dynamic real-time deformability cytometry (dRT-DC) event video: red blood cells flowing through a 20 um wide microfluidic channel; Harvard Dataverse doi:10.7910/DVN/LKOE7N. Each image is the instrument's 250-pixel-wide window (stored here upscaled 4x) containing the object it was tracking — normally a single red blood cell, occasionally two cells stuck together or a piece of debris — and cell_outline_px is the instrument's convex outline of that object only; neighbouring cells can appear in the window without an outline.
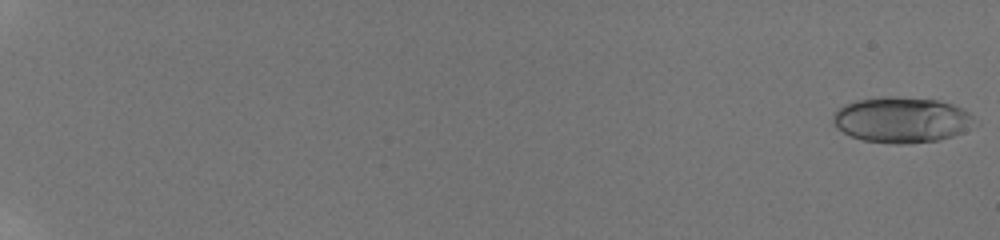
{"species": "human", "species_latin": "Homo sapiens", "temperature_condition": "room temperature", "stored_images_in_passage": 61, "camera_frame_rate_fps": 3000, "um_per_image_px": 0.085, "donor": {"sex": "male"}, "frame": {"image": 1, "passage_image": 1, "time_ms": 0.0, "image_size_px": [1000, 240], "cell_outline_px": [[972, 124], [964, 132], [940, 140], [904, 144], [896, 144], [864, 140], [852, 136], [836, 128], [832, 120], [832, 116], [836, 108], [844, 104], [856, 100], [880, 96], [892, 96], [936, 100], [952, 104], [968, 112], [972, 116]], "centroid_in_image_um": [76.58, 10.18], "position_along_channel_um": 8.4, "area_um2": 37.63}}
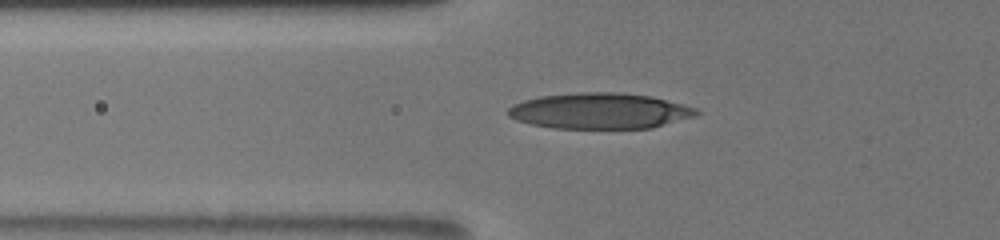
{"frame": {"image": 2, "passage_image": 42, "time_ms": 8.0, "image_size_px": [1000, 240], "cell_outline_px": [[700, 112], [696, 116], [652, 128], [552, 128], [532, 124], [516, 120], [508, 116], [504, 112], [512, 104], [524, 100], [540, 96], [580, 92], [616, 92], [652, 96], [684, 104], [696, 108]], "centroid_in_image_um": [50.97, 9.42], "position_along_channel_um": 74.8, "area_um2": 39.54}}
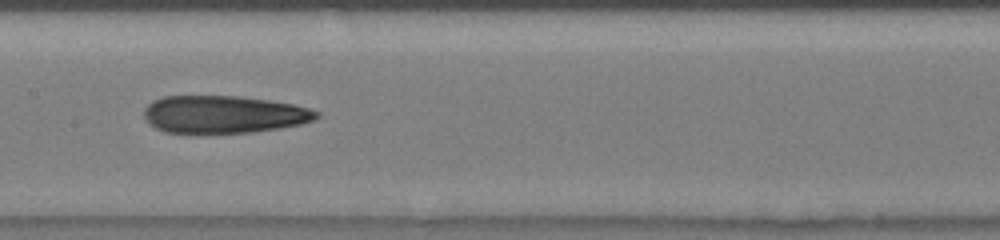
{"frame": {"image": 3, "passage_image": 53, "time_ms": 11.0, "image_size_px": [1000, 240], "cell_outline_px": [[320, 116], [312, 120], [300, 124], [280, 128], [252, 132], [164, 132], [148, 124], [144, 116], [144, 108], [152, 100], [164, 96], [240, 96], [268, 100], [292, 104], [308, 108], [320, 112]], "centroid_in_image_um": [18.99, 9.71], "position_along_channel_um": 188.4, "area_um2": 37.57}}